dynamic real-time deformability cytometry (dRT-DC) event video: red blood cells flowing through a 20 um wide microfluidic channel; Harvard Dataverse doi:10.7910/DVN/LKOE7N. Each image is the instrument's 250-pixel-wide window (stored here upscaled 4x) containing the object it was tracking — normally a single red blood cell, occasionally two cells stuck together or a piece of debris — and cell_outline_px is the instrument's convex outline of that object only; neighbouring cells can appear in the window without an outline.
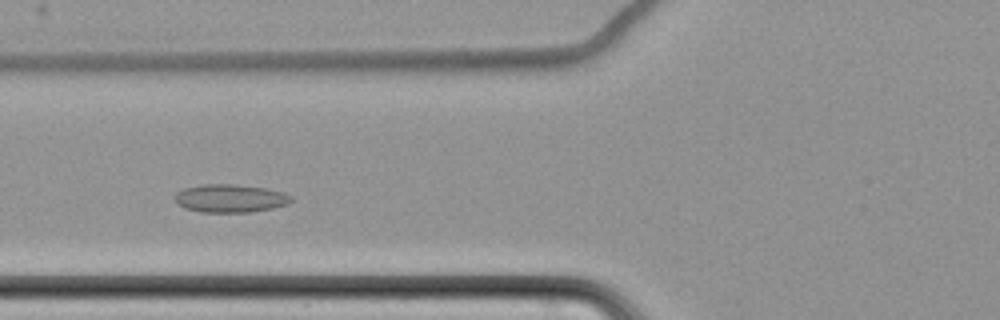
{"species": "common noctule bat (a hibernating species)", "species_latin": "Nyctalus noctula", "temperature_condition": "cold", "stored_images_in_passage": 10, "camera_frame_rate_fps": 3000, "um_per_image_px": 0.085, "animal": {"sex": "female", "body_mass_g": 22.7, "forearm_length_mm": 54.2}, "frame": {"image": 1, "passage_image": 5, "time_ms": 5.0, "image_size_px": [1000, 320], "cell_outline_px": [[292, 200], [288, 204], [272, 208], [248, 212], [200, 212], [184, 208], [176, 204], [176, 192], [184, 188], [200, 184], [236, 184], [264, 188], [284, 192], [292, 196]], "centroid_in_image_um": [19.55, 16.85], "position_along_channel_um": 106.2, "area_um2": 19.13}}
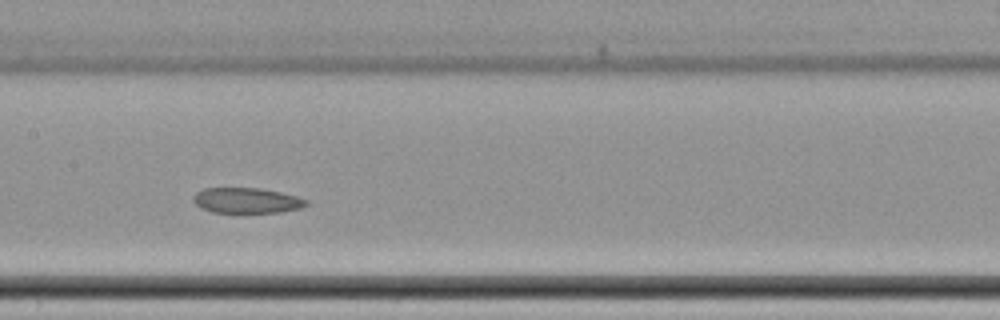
{"frame": {"image": 2, "passage_image": 7, "time_ms": 7.333, "image_size_px": [1000, 320], "cell_outline_px": [[308, 204], [300, 208], [280, 212], [212, 212], [200, 208], [192, 200], [192, 196], [196, 192], [204, 188], [260, 188], [280, 192], [296, 196], [308, 200]], "centroid_in_image_um": [20.94, 17.03], "position_along_channel_um": 186.5, "area_um2": 16.7}}
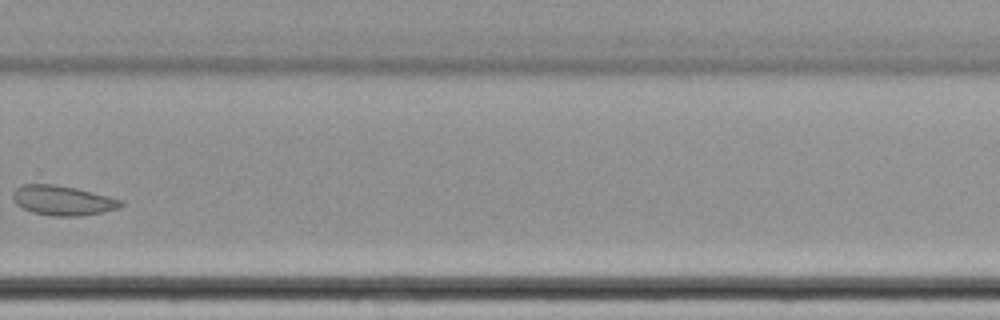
{"frame": {"image": 3, "passage_image": 10, "time_ms": 11.333, "image_size_px": [1000, 320], "cell_outline_px": [[124, 204], [120, 208], [80, 216], [52, 216], [32, 212], [16, 204], [12, 196], [12, 192], [16, 188], [24, 184], [52, 184], [76, 188], [124, 200]], "centroid_in_image_um": [5.34, 17.04], "position_along_channel_um": 324.5, "area_um2": 18.67}}